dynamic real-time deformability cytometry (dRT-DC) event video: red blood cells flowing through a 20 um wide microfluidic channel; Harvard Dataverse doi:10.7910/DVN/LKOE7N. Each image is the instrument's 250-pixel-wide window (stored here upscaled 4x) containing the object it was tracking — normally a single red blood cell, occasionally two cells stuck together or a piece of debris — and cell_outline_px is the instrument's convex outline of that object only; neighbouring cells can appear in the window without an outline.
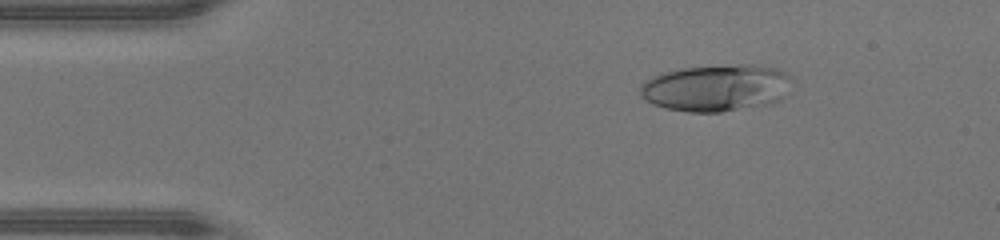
{"species": "human", "species_latin": "Homo sapiens", "temperature_condition": "warm", "stored_images_in_passage": 47, "camera_frame_rate_fps": 3000, "um_per_image_px": 0.085, "donor": {"sex": "male"}, "frame": {"image": 1, "passage_image": 7, "time_ms": 2.0, "image_size_px": [1000, 240], "cell_outline_px": [[796, 76], [792, 92], [780, 100], [772, 104], [720, 112], [688, 112], [664, 108], [652, 104], [644, 100], [640, 96], [640, 84], [644, 80], [660, 72], [680, 68], [740, 64], [752, 64], [780, 68]], "centroid_in_image_um": [60.98, 7.46], "position_along_channel_um": 24.0, "area_um2": 43.0}}
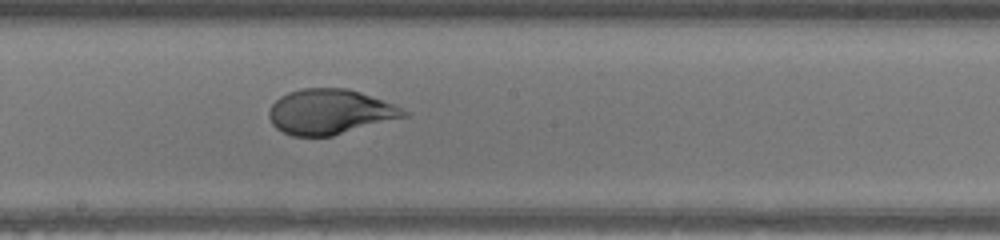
{"frame": {"image": 2, "passage_image": 25, "time_ms": 8.0, "image_size_px": [1000, 240], "cell_outline_px": [[412, 112], [408, 116], [332, 136], [292, 136], [276, 128], [272, 124], [268, 116], [268, 112], [272, 104], [280, 96], [288, 92], [300, 88], [348, 88], [396, 104]], "centroid_in_image_um": [28.07, 9.49], "position_along_channel_um": 220.1, "area_um2": 35.72}}
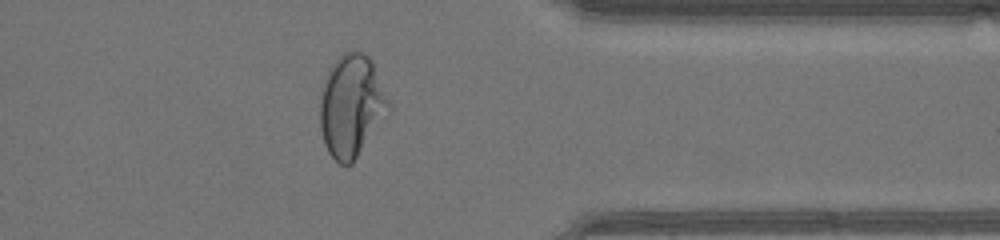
{"frame": {"image": 3, "passage_image": 37, "time_ms": 12.0, "image_size_px": [1000, 240], "cell_outline_px": [[392, 108], [388, 116], [352, 164], [340, 164], [328, 152], [324, 144], [320, 128], [320, 100], [328, 68], [344, 52], [352, 48], [364, 52], [372, 60]], "centroid_in_image_um": [29.9, 8.99], "position_along_channel_um": 381.5, "area_um2": 41.38}, "authors_computed_cell_mechanics": {"area_um2": 40.1132, "velocity_mm_per_s": 4.3735, "shape_relaxation_time_tau1_ms": 4.9237, "shape_relaxation_time_tau2_ms": null, "deformation_change_tau1": 0.2875, "deformation_change_tau2": null}}